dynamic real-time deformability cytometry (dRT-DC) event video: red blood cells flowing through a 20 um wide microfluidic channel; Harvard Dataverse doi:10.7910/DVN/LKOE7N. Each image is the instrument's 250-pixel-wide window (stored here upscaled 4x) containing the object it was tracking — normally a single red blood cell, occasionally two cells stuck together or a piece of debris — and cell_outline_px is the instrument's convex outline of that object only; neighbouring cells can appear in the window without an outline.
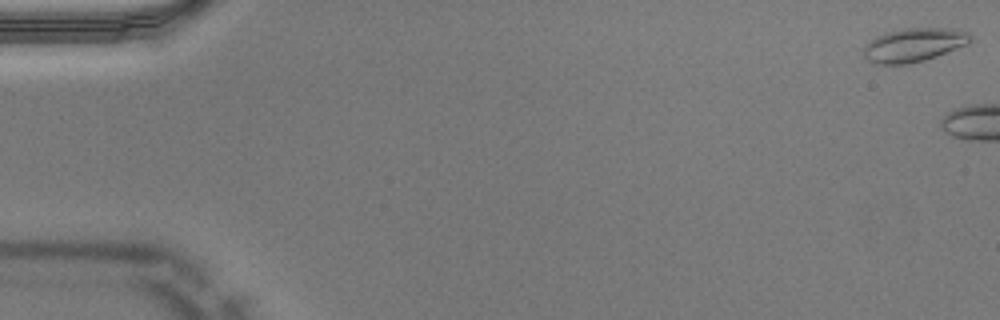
{"species": "Egyptian fruit bat (a non-hibernating species)", "species_latin": "Rousettus aegyptiacus", "temperature_condition": "warm", "stored_images_in_passage": 5, "camera_frame_rate_fps": 3000, "um_per_image_px": 0.085, "animal": {"sex": "male"}, "frame": {"image": 1, "passage_image": 1, "time_ms": 0.0, "image_size_px": [1000, 320], "cell_outline_px": [[972, 40], [968, 44], [936, 56], [924, 60], [908, 64], [872, 64], [864, 56], [864, 44], [876, 36], [888, 32], [904, 28], [956, 28], [968, 32], [972, 36]], "centroid_in_image_um": [77.68, 3.81], "position_along_channel_um": 7.3, "area_um2": 21.1}}